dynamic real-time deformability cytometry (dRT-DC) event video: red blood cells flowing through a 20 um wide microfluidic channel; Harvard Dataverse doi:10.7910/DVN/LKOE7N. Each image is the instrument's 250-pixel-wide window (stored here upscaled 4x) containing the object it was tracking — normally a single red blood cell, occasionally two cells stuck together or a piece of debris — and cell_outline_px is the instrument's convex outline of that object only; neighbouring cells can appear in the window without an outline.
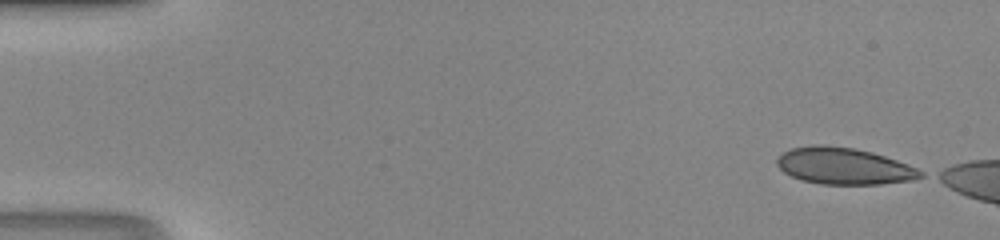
{"species": "human", "species_latin": "Homo sapiens", "temperature_condition": "room temperature", "stored_images_in_passage": 5, "camera_frame_rate_fps": 3000, "um_per_image_px": 0.085, "donor": {"sex": "male"}, "frame": {"image": 1, "passage_image": 1, "time_ms": 0.0, "image_size_px": [1000, 240], "cell_outline_px": [[924, 176], [912, 180], [880, 184], [824, 184], [804, 180], [792, 176], [784, 172], [776, 164], [776, 160], [784, 152], [792, 148], [816, 144], [824, 144], [852, 148], [872, 152], [908, 164], [924, 172]], "centroid_in_image_um": [71.75, 14.11], "position_along_channel_um": 13.3, "area_um2": 30.4}}